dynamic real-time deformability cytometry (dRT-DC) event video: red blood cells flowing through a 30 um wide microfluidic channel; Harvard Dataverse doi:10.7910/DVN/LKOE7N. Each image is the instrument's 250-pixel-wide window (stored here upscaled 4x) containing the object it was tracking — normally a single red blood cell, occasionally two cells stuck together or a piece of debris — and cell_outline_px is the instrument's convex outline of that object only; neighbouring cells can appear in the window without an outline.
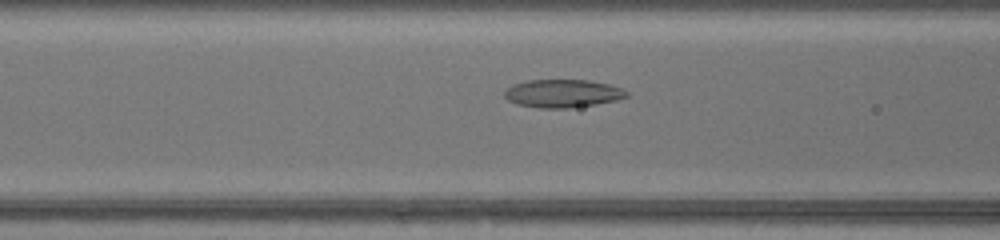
{"species": "common noctule bat (a hibernating species)", "species_latin": "Nyctalus noctula", "temperature_condition": "warm", "stored_images_in_passage": 9, "camera_frame_rate_fps": 3000, "um_per_image_px": 0.085, "animal": {"sex": "female", "body_mass_g": 17.0, "forearm_length_mm": 48.0}, "frame": {"image": 1, "passage_image": 7, "time_ms": 2.0, "image_size_px": [1000, 240], "cell_outline_px": [[628, 96], [616, 100], [596, 104], [568, 108], [540, 108], [516, 104], [508, 100], [504, 96], [504, 92], [512, 84], [528, 80], [588, 80], [608, 84], [620, 88], [628, 92]], "centroid_in_image_um": [47.8, 7.94], "position_along_channel_um": 118.8, "area_um2": 19.88}}